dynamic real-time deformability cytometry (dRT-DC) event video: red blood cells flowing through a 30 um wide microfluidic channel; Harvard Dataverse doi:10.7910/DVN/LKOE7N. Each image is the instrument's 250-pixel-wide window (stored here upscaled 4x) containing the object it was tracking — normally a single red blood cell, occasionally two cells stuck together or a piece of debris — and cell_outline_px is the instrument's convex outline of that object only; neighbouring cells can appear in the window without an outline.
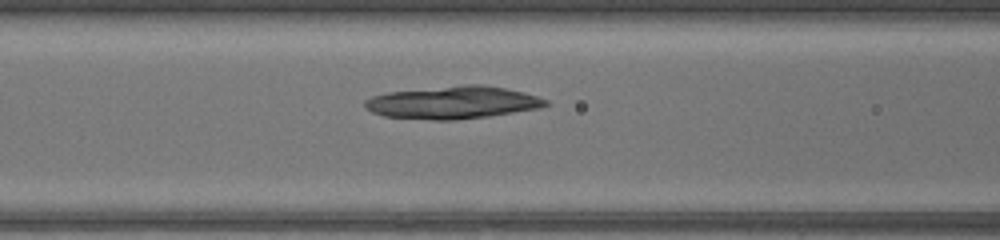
{"species": "common noctule bat (a hibernating species)", "species_latin": "Nyctalus noctula", "temperature_condition": "warm", "stored_images_in_passage": 25, "camera_frame_rate_fps": 3000, "um_per_image_px": 0.085, "animal": {"sex": "female", "body_mass_g": 17.0, "forearm_length_mm": 48.0}, "frame": {"image": 1, "passage_image": 6, "time_ms": 1.667, "image_size_px": [1000, 240], "cell_outline_px": [[548, 104], [536, 108], [488, 116], [456, 120], [432, 120], [384, 116], [372, 112], [364, 108], [364, 100], [372, 96], [388, 92], [464, 84], [480, 84], [504, 88], [524, 92], [548, 100]], "centroid_in_image_um": [38.43, 8.71], "position_along_channel_um": 128.2, "area_um2": 34.16}}
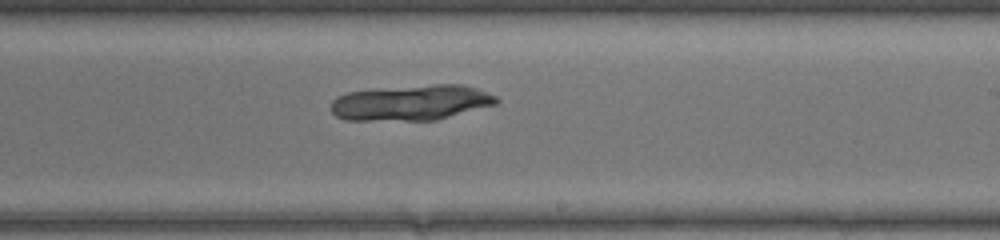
{"frame": {"image": 2, "passage_image": 15, "time_ms": 4.667, "image_size_px": [1000, 240], "cell_outline_px": [[500, 100], [496, 104], [436, 120], [344, 120], [336, 116], [332, 112], [332, 100], [336, 96], [348, 92], [436, 84], [464, 84], [476, 88], [496, 96]], "centroid_in_image_um": [34.97, 8.73], "position_along_channel_um": 254.0, "area_um2": 33.87}}
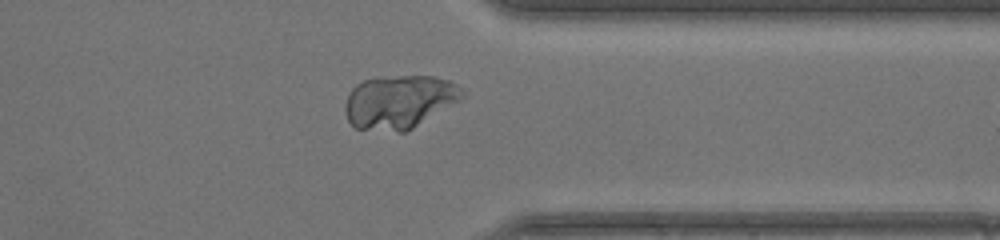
{"frame": {"image": 3, "passage_image": 24, "time_ms": 7.667, "image_size_px": [1000, 240], "cell_outline_px": [[464, 96], [460, 100], [412, 128], [404, 132], [400, 132], [356, 128], [348, 120], [344, 112], [344, 104], [352, 88], [356, 84], [364, 80], [384, 76], [432, 76], [448, 80], [456, 84], [464, 92]], "centroid_in_image_um": [33.91, 8.64], "position_along_channel_um": 377.5, "area_um2": 36.3}}